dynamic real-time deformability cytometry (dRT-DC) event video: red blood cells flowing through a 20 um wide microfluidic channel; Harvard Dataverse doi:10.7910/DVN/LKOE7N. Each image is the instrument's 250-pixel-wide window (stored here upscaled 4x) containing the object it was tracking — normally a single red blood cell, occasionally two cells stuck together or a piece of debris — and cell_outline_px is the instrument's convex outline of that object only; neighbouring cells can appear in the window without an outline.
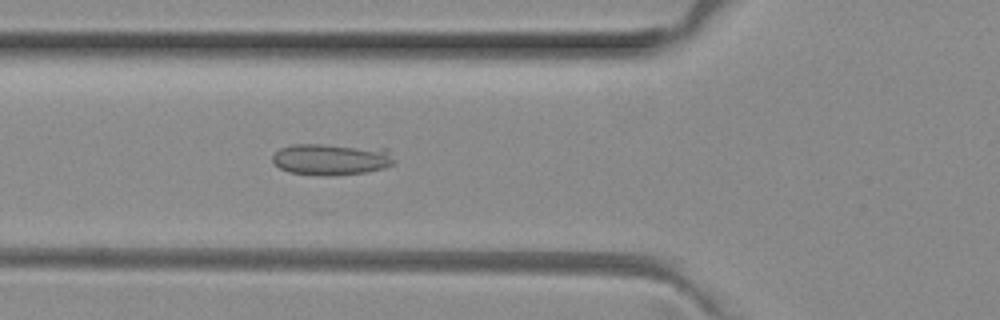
{"species": "common noctule bat (a hibernating species)", "species_latin": "Nyctalus noctula", "temperature_condition": "room temperature", "stored_images_in_passage": 5, "camera_frame_rate_fps": 3000, "um_per_image_px": 0.085, "animal": {"sex": "female", "body_mass_g": 29.2, "forearm_length_mm": 56.3}, "frame": {"image": 1, "passage_image": 5, "time_ms": 1.333, "image_size_px": [1000, 320], "cell_outline_px": [[396, 164], [384, 168], [364, 172], [332, 176], [324, 176], [288, 172], [280, 168], [272, 160], [272, 156], [280, 148], [292, 144], [320, 144], [388, 148], [396, 160]], "centroid_in_image_um": [28.22, 13.53], "position_along_channel_um": 97.6, "area_um2": 22.72}}